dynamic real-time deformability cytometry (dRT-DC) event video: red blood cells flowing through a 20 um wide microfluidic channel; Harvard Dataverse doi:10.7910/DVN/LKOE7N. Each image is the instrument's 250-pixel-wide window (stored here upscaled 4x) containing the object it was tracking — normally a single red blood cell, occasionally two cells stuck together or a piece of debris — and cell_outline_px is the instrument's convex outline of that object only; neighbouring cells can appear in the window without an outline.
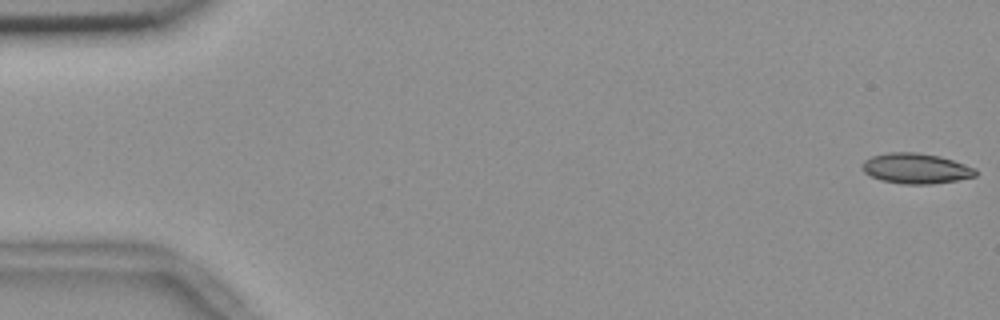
{"species": "common noctule bat (a hibernating species)", "species_latin": "Nyctalus noctula", "temperature_condition": "room temperature", "stored_images_in_passage": 56, "segment_of_instrument_passage": [1, 2], "camera_frame_rate_fps": 3000, "um_per_image_px": 0.085, "animal": {"sex": "female", "body_mass_g": 18.4}, "frame": {"image": 1, "passage_image": 1, "time_ms": 0.0, "image_size_px": [1000, 320], "cell_outline_px": [[976, 176], [956, 180], [932, 184], [900, 184], [880, 180], [864, 172], [860, 168], [864, 160], [872, 156], [888, 152], [916, 152], [940, 156], [976, 168]], "centroid_in_image_um": [77.82, 14.32], "position_along_channel_um": 7.2, "area_um2": 20.11}}
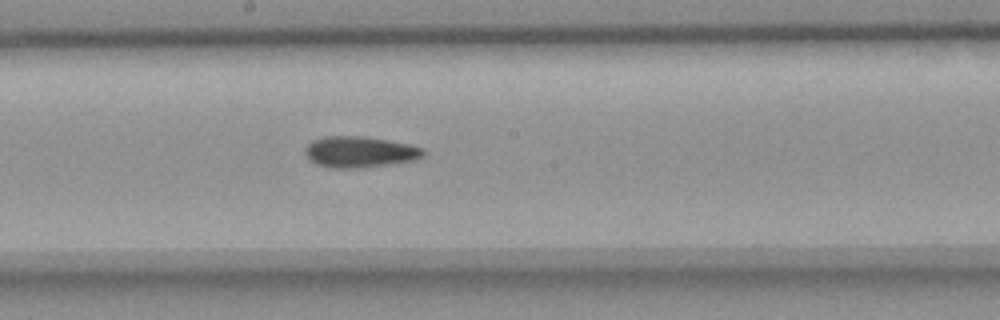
{"frame": {"image": 2, "passage_image": 30, "time_ms": 9.667, "image_size_px": [1000, 320], "cell_outline_px": [[424, 156], [416, 160], [396, 164], [360, 168], [328, 168], [316, 164], [304, 152], [304, 148], [312, 140], [324, 136], [360, 136], [388, 140], [408, 144], [424, 148]], "centroid_in_image_um": [30.6, 12.92], "position_along_channel_um": 217.6, "area_um2": 21.68}}
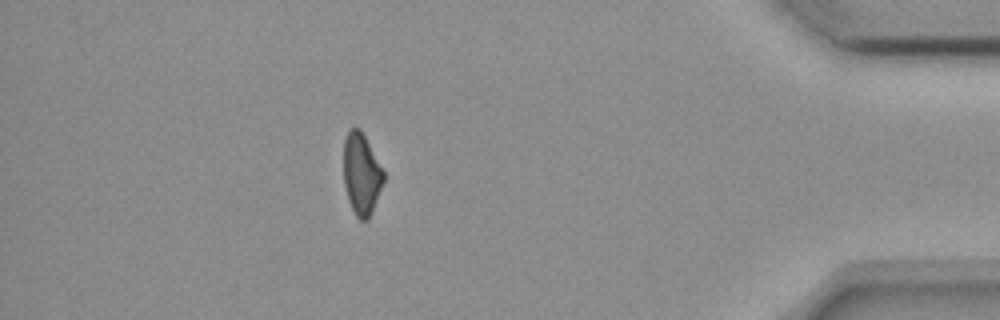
{"frame": {"image": 3, "passage_image": 49, "time_ms": 16.0, "image_size_px": [1000, 320], "cell_outline_px": [[384, 180], [368, 220], [360, 220], [356, 216], [348, 200], [344, 184], [344, 140], [348, 132], [352, 128], [360, 128], [384, 172]], "centroid_in_image_um": [30.71, 14.79], "position_along_channel_um": 404.5, "area_um2": 18.61}}